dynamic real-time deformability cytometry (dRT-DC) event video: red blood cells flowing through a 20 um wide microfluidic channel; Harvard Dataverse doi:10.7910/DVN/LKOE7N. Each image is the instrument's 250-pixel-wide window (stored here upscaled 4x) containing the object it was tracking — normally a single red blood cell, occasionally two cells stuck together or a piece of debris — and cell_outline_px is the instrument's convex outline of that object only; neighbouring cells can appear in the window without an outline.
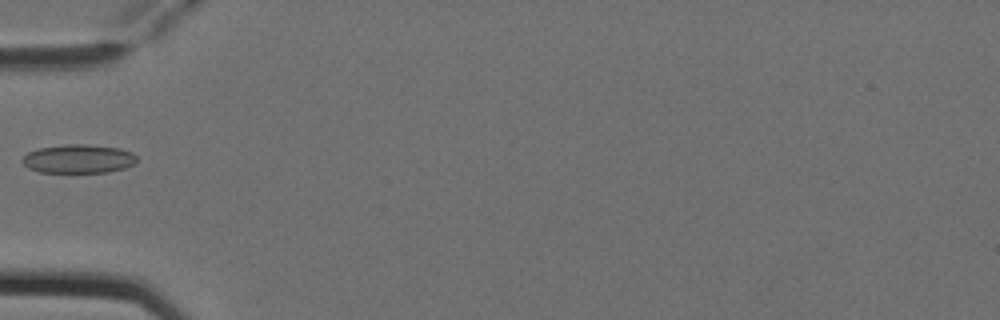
{"species": "Egyptian fruit bat (a non-hibernating species)", "species_latin": "Rousettus aegyptiacus", "temperature_condition": "cold", "stored_images_in_passage": 5, "camera_frame_rate_fps": 3000, "um_per_image_px": 0.085, "animal": {"sex": "female"}, "frame": {"image": 1, "passage_image": 5, "time_ms": 1.333, "image_size_px": [1000, 320], "cell_outline_px": [[136, 160], [132, 164], [124, 168], [108, 172], [40, 172], [28, 168], [20, 160], [28, 152], [40, 148], [68, 144], [84, 144], [120, 148], [132, 152], [136, 156]], "centroid_in_image_um": [6.65, 13.5], "position_along_channel_um": 78.3, "area_um2": 19.02}}